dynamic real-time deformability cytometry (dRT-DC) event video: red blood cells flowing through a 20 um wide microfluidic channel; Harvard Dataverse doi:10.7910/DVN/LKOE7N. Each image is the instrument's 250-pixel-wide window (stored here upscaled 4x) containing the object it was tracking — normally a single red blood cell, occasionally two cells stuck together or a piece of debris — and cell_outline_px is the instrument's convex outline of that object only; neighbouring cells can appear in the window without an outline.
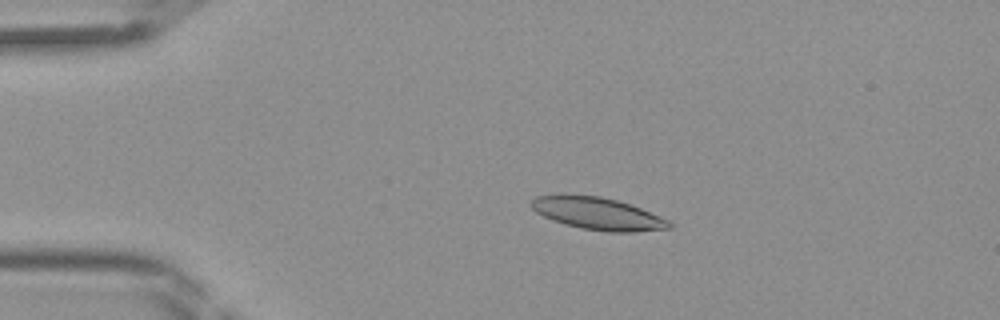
{"species": "Egyptian fruit bat (a non-hibernating species)", "species_latin": "Rousettus aegyptiacus", "temperature_condition": "room temperature", "stored_images_in_passage": 13, "camera_frame_rate_fps": 3000, "um_per_image_px": 0.085, "frame": {"image": 1, "passage_image": 8, "time_ms": 2.333, "image_size_px": [1000, 320], "cell_outline_px": [[672, 228], [632, 232], [608, 232], [580, 228], [564, 224], [552, 220], [536, 212], [532, 208], [532, 200], [536, 196], [564, 192], [568, 192], [600, 196], [616, 200], [640, 208], [668, 220], [672, 224]], "centroid_in_image_um": [50.74, 18.12], "position_along_channel_um": 34.3, "area_um2": 26.3}}